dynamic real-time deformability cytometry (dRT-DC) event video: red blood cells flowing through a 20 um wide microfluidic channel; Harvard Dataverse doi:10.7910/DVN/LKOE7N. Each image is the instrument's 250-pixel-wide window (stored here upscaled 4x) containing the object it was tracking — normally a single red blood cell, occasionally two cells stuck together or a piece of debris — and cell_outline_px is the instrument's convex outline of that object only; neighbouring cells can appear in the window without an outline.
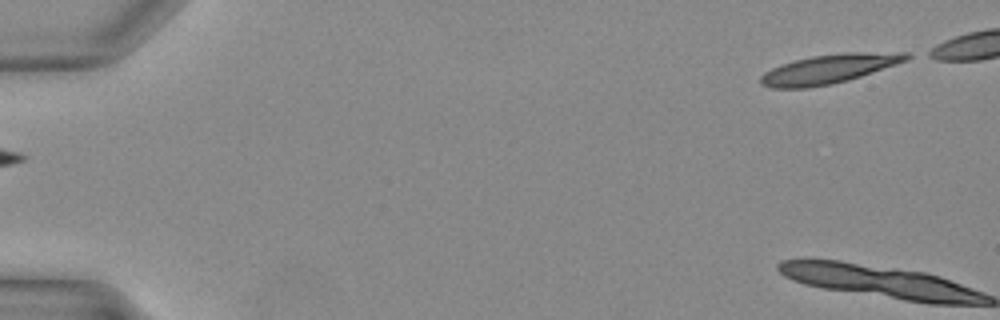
{"species": "Egyptian fruit bat (a non-hibernating species)", "species_latin": "Rousettus aegyptiacus", "temperature_condition": "warm", "stored_images_in_passage": 2, "camera_frame_rate_fps": 3000, "um_per_image_px": 0.085, "animal": {"sex": "female"}, "frame": {"image": 1, "passage_image": 1, "time_ms": 0.0, "image_size_px": [1000, 320], "cell_outline_px": [[916, 56], [908, 60], [848, 80], [832, 84], [808, 88], [772, 88], [760, 84], [760, 76], [764, 72], [772, 68], [796, 60], [812, 56], [848, 52], [908, 52]], "centroid_in_image_um": [70.51, 5.85], "position_along_channel_um": 14.5, "area_um2": 24.74}}